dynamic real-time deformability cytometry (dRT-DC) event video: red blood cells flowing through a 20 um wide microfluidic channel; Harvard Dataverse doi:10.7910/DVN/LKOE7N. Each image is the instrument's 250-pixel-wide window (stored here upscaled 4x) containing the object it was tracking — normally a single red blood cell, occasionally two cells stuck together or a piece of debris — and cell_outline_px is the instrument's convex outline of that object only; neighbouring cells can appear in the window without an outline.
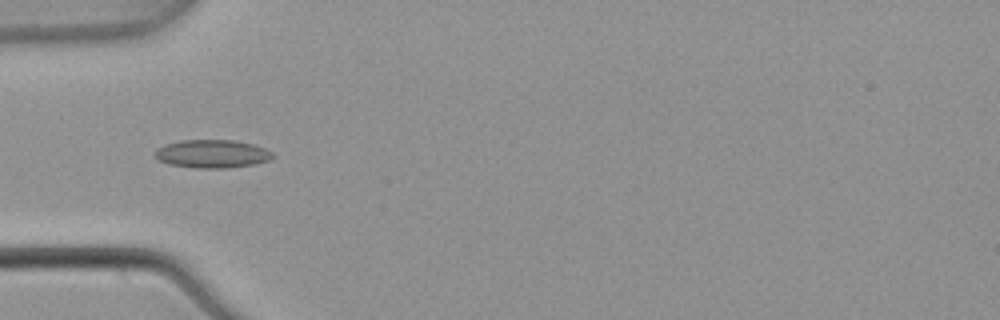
{"species": "common noctule bat (a hibernating species)", "species_latin": "Nyctalus noctula", "temperature_condition": "warm", "stored_images_in_passage": 4, "camera_frame_rate_fps": 3000, "um_per_image_px": 0.085, "animal": {"sex": "male", "body_mass_g": 21.5, "forearm_length_mm": 52.0}, "frame": {"image": 1, "passage_image": 3, "time_ms": 0.667, "image_size_px": [1000, 320], "cell_outline_px": [[276, 156], [268, 160], [252, 164], [224, 168], [196, 168], [172, 164], [160, 160], [156, 156], [156, 148], [164, 144], [180, 140], [232, 140], [252, 144], [264, 148], [272, 152]], "centroid_in_image_um": [18.04, 13.06], "position_along_channel_um": 67.0, "area_um2": 19.07}}
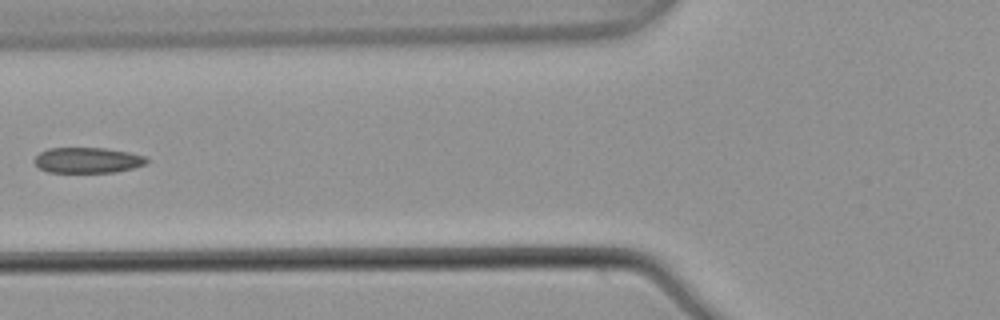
{"frame": {"image": 2, "passage_image": 4, "time_ms": 1.0, "image_size_px": [1000, 320], "cell_outline_px": [[148, 160], [144, 164], [132, 168], [116, 172], [48, 172], [40, 168], [32, 160], [40, 152], [48, 148], [104, 148], [128, 152], [144, 156]], "centroid_in_image_um": [7.41, 13.61], "position_along_channel_um": 118.4, "area_um2": 16.59}}